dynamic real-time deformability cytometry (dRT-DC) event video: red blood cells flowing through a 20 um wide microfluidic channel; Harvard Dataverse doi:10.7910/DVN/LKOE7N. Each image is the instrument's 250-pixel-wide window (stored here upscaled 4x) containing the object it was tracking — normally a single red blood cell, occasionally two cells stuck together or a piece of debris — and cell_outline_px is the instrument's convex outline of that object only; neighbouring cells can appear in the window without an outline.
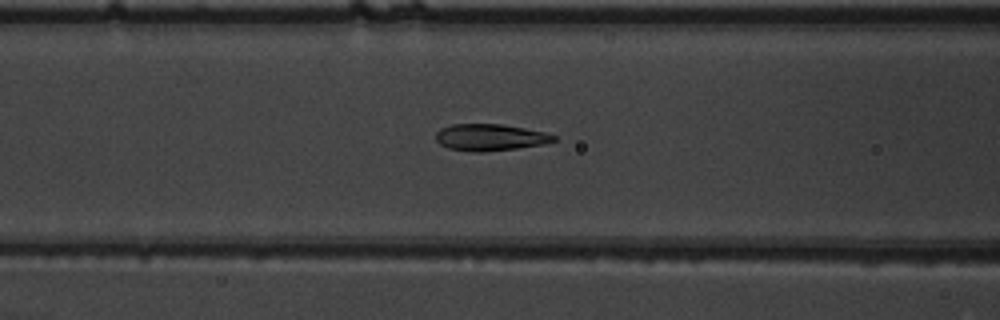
{"species": "common noctule bat (a hibernating species)", "species_latin": "Nyctalus noctula", "temperature_condition": "warm", "stored_images_in_passage": 43, "camera_frame_rate_fps": 3000, "um_per_image_px": 0.085, "animal": {"sex": "male", "body_mass_g": 19.5, "forearm_length_mm": 54.6}, "frame": {"image": 1, "passage_image": 12, "time_ms": 3.667, "image_size_px": [1000, 320], "cell_outline_px": [[556, 140], [544, 144], [516, 148], [480, 152], [472, 152], [448, 148], [440, 144], [436, 140], [436, 132], [440, 128], [452, 124], [500, 124], [524, 128], [544, 132], [556, 136]], "centroid_in_image_um": [41.63, 11.67], "position_along_channel_um": 125.0, "area_um2": 18.26}}
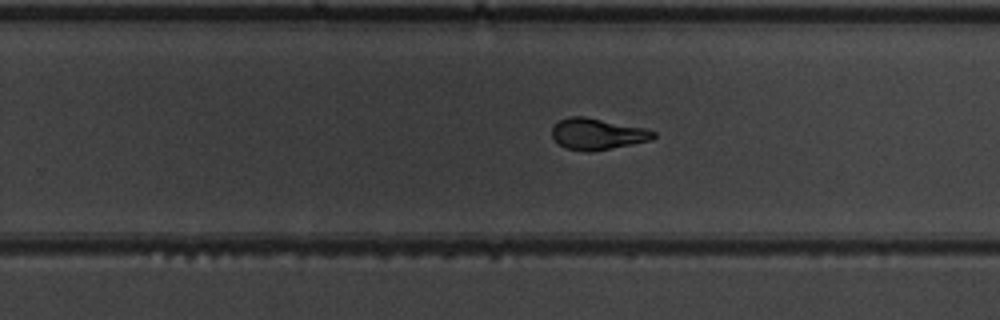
{"frame": {"image": 2, "passage_image": 24, "time_ms": 7.667, "image_size_px": [1000, 320], "cell_outline_px": [[656, 136], [652, 140], [592, 152], [584, 152], [564, 148], [552, 136], [552, 128], [560, 120], [568, 116], [584, 116], [644, 128], [656, 132]], "centroid_in_image_um": [50.77, 11.4], "position_along_channel_um": 279.0, "area_um2": 18.5}}
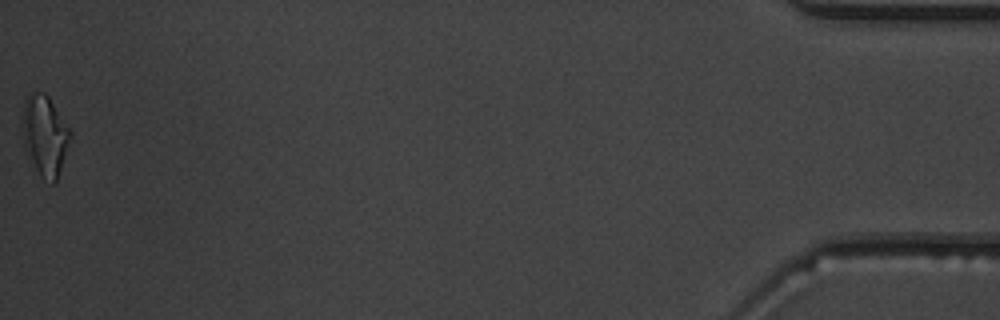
{"frame": {"image": 3, "passage_image": 43, "time_ms": 14.0, "image_size_px": [1000, 320], "cell_outline_px": [[72, 136], [56, 184], [52, 184], [40, 176], [24, 148], [24, 100], [28, 92], [44, 92], [48, 96], [72, 132]], "centroid_in_image_um": [3.85, 11.53], "position_along_channel_um": 431.4, "area_um2": 22.25}, "authors_computed_cell_mechanics": {"area_um2": 18.8428, "velocity_mm_per_s": 3.861, "shape_relaxation_time_tau1_ms": 5.825, "shape_relaxation_time_tau2_ms": 1.0306, "deformation_change_tau1": 0.198, "deformation_change_tau2": 0.0603}}